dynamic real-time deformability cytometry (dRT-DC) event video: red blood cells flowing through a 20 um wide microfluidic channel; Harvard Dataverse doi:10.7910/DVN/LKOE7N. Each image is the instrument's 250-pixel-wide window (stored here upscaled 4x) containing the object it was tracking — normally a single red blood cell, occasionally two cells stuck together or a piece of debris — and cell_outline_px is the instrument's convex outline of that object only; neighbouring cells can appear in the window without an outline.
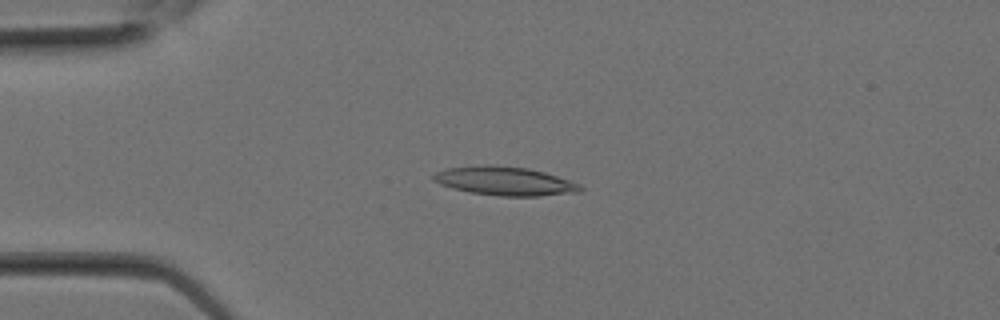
{"species": "Egyptian fruit bat (a non-hibernating species)", "species_latin": "Rousettus aegyptiacus", "temperature_condition": "room temperature", "stored_images_in_passage": 9, "camera_frame_rate_fps": 3000, "um_per_image_px": 0.085, "animal": {"sex": "female"}, "frame": {"image": 1, "passage_image": 6, "time_ms": 1.667, "image_size_px": [1000, 320], "cell_outline_px": [[584, 188], [580, 192], [540, 196], [500, 196], [472, 192], [452, 188], [440, 184], [432, 180], [432, 176], [436, 172], [448, 168], [484, 164], [528, 168], [544, 172], [580, 184]], "centroid_in_image_um": [42.91, 15.39], "position_along_channel_um": 42.1, "area_um2": 24.51}}
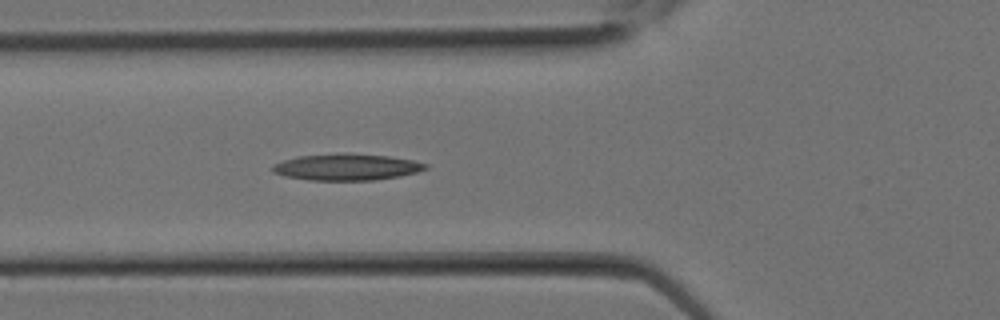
{"frame": {"image": 2, "passage_image": 9, "time_ms": 2.667, "image_size_px": [1000, 320], "cell_outline_px": [[428, 168], [416, 172], [400, 176], [376, 180], [308, 180], [284, 176], [272, 172], [272, 164], [296, 156], [344, 152], [388, 156], [412, 160], [428, 164]], "centroid_in_image_um": [29.43, 14.19], "position_along_channel_um": 96.4, "area_um2": 23.87}}